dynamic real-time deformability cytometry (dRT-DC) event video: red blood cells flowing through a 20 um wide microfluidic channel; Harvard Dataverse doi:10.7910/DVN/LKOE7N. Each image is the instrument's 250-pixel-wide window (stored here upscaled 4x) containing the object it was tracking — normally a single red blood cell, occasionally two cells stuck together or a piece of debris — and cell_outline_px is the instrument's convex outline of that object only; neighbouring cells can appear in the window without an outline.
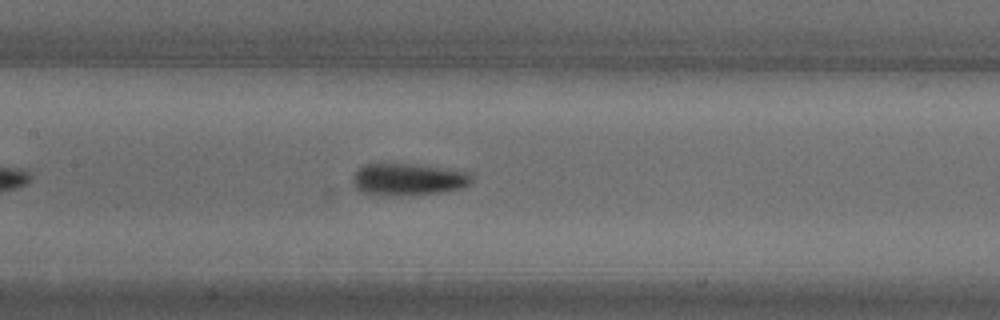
{"species": "common noctule bat (a hibernating species)", "species_latin": "Nyctalus noctula", "temperature_condition": "warm", "stored_images_in_passage": 22, "camera_frame_rate_fps": 3000, "um_per_image_px": 0.085, "animal": {"sex": "male", "body_mass_g": 18.8}, "frame": {"image": 1, "passage_image": 9, "time_ms": 2.667, "image_size_px": [1000, 320], "cell_outline_px": [[472, 184], [464, 188], [444, 192], [408, 196], [384, 196], [360, 192], [352, 184], [352, 176], [356, 168], [364, 164], [416, 164], [472, 172]], "centroid_in_image_um": [34.7, 15.26], "position_along_channel_um": 172.7, "area_um2": 23.0}}